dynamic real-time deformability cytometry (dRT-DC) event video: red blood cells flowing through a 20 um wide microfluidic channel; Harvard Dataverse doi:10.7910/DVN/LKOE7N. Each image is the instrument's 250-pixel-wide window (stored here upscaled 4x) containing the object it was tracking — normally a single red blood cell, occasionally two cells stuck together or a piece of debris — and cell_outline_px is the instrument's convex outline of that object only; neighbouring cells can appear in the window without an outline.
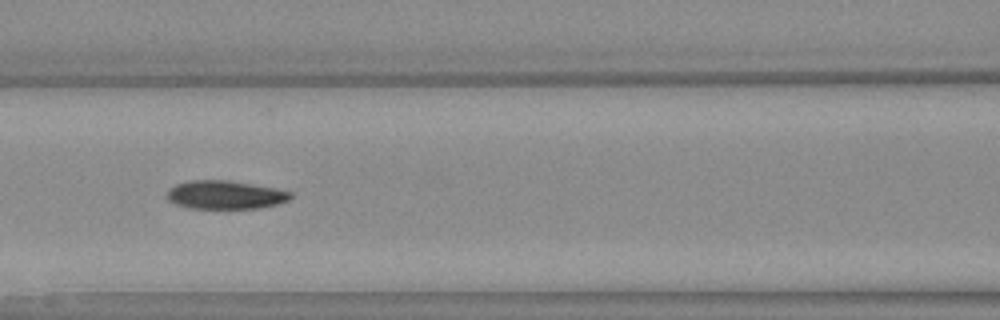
{"species": "Egyptian fruit bat (a non-hibernating species)", "species_latin": "Rousettus aegyptiacus", "temperature_condition": "warm", "stored_images_in_passage": 33, "camera_frame_rate_fps": 3000, "um_per_image_px": 0.085, "animal": {"sex": "female"}, "frame": {"image": 1, "passage_image": 10, "time_ms": 3.0, "image_size_px": [1000, 320], "cell_outline_px": [[292, 196], [288, 200], [276, 204], [260, 208], [192, 208], [176, 204], [168, 200], [168, 188], [176, 184], [192, 180], [228, 180], [276, 188], [292, 192]], "centroid_in_image_um": [19.15, 16.55], "position_along_channel_um": 147.5, "area_um2": 20.35}}